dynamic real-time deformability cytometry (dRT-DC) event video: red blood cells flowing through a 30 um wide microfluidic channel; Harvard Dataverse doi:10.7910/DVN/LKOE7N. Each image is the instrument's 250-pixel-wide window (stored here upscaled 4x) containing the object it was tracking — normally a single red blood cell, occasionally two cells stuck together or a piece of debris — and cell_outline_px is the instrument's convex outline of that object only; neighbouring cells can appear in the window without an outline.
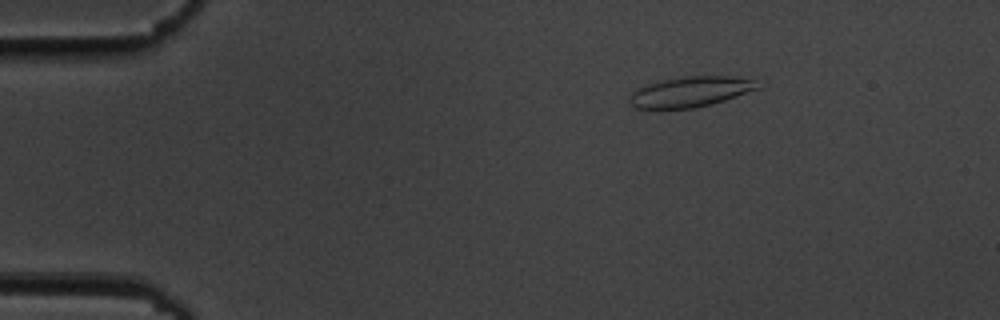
{"species": "common noctule bat (a hibernating species)", "species_latin": "Nyctalus noctula", "temperature_condition": "cold", "stored_images_in_passage": 53, "camera_frame_rate_fps": 3000, "um_per_image_px": 0.085, "animal": {"sex": "male", "body_mass_g": 19.5, "forearm_length_mm": 54.6}, "frame": {"image": 1, "passage_image": 7, "time_ms": 2.0, "image_size_px": [1000, 320], "cell_outline_px": [[760, 88], [712, 104], [696, 108], [636, 108], [628, 100], [632, 92], [636, 88], [648, 84], [664, 80], [684, 76], [728, 76], [752, 80]], "centroid_in_image_um": [58.64, 7.8], "position_along_channel_um": 26.4, "area_um2": 22.25}}
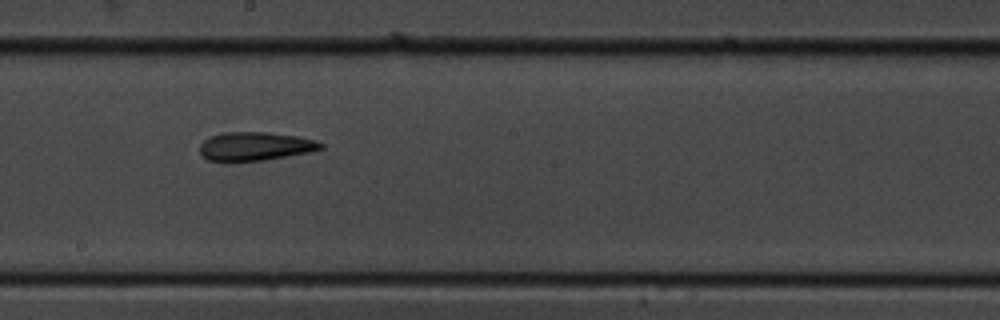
{"frame": {"image": 2, "passage_image": 29, "time_ms": 9.333, "image_size_px": [1000, 320], "cell_outline_px": [[324, 148], [312, 152], [264, 160], [228, 164], [208, 160], [200, 156], [200, 144], [204, 140], [212, 136], [224, 132], [264, 132], [296, 136], [316, 140], [324, 144]], "centroid_in_image_um": [21.65, 12.48], "position_along_channel_um": 226.5, "area_um2": 20.81}}
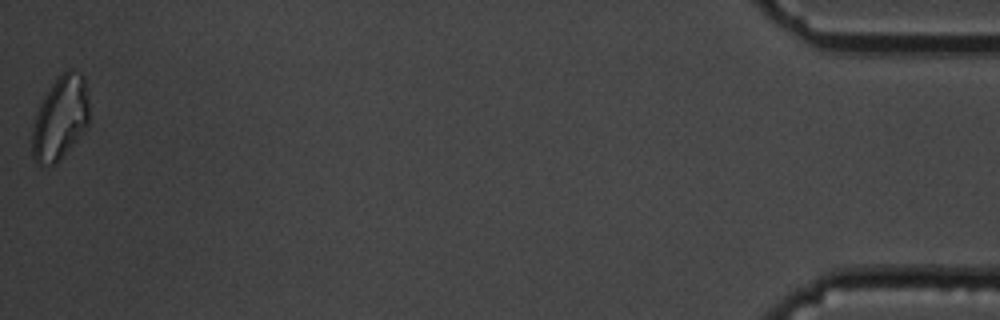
{"frame": {"image": 3, "passage_image": 53, "time_ms": 17.333, "image_size_px": [1000, 320], "cell_outline_px": [[88, 124], [76, 140], [56, 164], [40, 168], [36, 164], [32, 156], [32, 128], [40, 104], [44, 96], [52, 84], [68, 68], [72, 68], [80, 72], [84, 76], [88, 96]], "centroid_in_image_um": [5.11, 10.06], "position_along_channel_um": 430.1, "area_um2": 27.8}, "authors_computed_cell_mechanics": {"area_um2": 21.097, "velocity_mm_per_s": 3.6721, "shape_relaxation_time_tau1_ms": 10.6121, "shape_relaxation_time_tau2_ms": 4.878, "deformation_change_tau1": 0.2107, "deformation_change_tau2": 0.148}}